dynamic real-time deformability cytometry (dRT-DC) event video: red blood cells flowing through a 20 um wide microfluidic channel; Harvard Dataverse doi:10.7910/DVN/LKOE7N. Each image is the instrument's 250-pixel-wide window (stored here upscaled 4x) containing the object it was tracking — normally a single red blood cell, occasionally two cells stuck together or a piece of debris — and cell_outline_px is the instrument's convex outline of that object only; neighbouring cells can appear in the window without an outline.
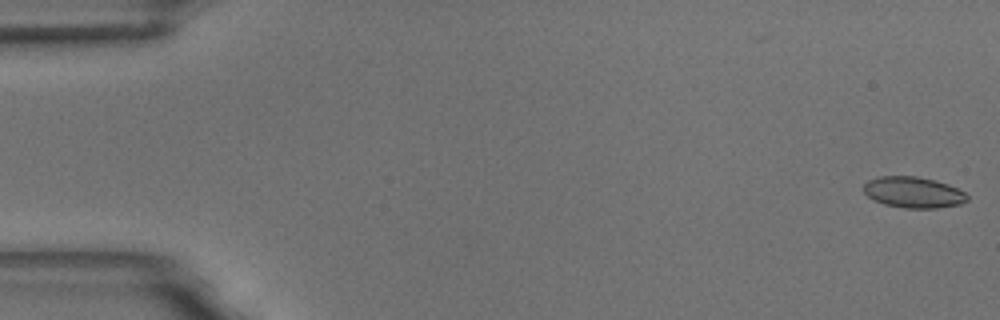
{"species": "common noctule bat (a hibernating species)", "species_latin": "Nyctalus noctula", "temperature_condition": "room temperature", "stored_images_in_passage": 2, "camera_frame_rate_fps": 3000, "um_per_image_px": 0.085, "animal": {"sex": "male", "body_mass_g": 18.8}, "frame": {"image": 1, "passage_image": 2, "time_ms": 0.333, "image_size_px": [1000, 320], "cell_outline_px": [[968, 200], [960, 204], [936, 208], [904, 208], [884, 204], [868, 196], [864, 192], [864, 184], [868, 180], [880, 176], [916, 176], [936, 180], [948, 184], [964, 192], [968, 196]], "centroid_in_image_um": [77.64, 16.34], "position_along_channel_um": 7.4, "area_um2": 18.67}}